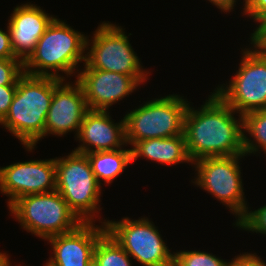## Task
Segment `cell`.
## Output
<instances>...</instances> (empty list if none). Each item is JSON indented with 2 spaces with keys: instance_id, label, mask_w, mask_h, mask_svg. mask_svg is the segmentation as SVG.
<instances>
[{
  "instance_id": "31",
  "label": "cell",
  "mask_w": 266,
  "mask_h": 266,
  "mask_svg": "<svg viewBox=\"0 0 266 266\" xmlns=\"http://www.w3.org/2000/svg\"><path fill=\"white\" fill-rule=\"evenodd\" d=\"M258 26H266V17L259 23Z\"/></svg>"
},
{
  "instance_id": "11",
  "label": "cell",
  "mask_w": 266,
  "mask_h": 266,
  "mask_svg": "<svg viewBox=\"0 0 266 266\" xmlns=\"http://www.w3.org/2000/svg\"><path fill=\"white\" fill-rule=\"evenodd\" d=\"M56 190L54 159L30 160L0 167V191L10 197L7 206L16 199Z\"/></svg>"
},
{
  "instance_id": "24",
  "label": "cell",
  "mask_w": 266,
  "mask_h": 266,
  "mask_svg": "<svg viewBox=\"0 0 266 266\" xmlns=\"http://www.w3.org/2000/svg\"><path fill=\"white\" fill-rule=\"evenodd\" d=\"M16 89L17 85L0 86V122L5 118L10 109Z\"/></svg>"
},
{
  "instance_id": "10",
  "label": "cell",
  "mask_w": 266,
  "mask_h": 266,
  "mask_svg": "<svg viewBox=\"0 0 266 266\" xmlns=\"http://www.w3.org/2000/svg\"><path fill=\"white\" fill-rule=\"evenodd\" d=\"M106 231L117 241L127 254L143 266H173L171 253L158 229L147 217L120 221L104 220Z\"/></svg>"
},
{
  "instance_id": "16",
  "label": "cell",
  "mask_w": 266,
  "mask_h": 266,
  "mask_svg": "<svg viewBox=\"0 0 266 266\" xmlns=\"http://www.w3.org/2000/svg\"><path fill=\"white\" fill-rule=\"evenodd\" d=\"M76 138L83 144L81 143L74 151L81 154L122 149V145L127 144L125 119L123 117V120L114 123L108 111L89 110L83 118Z\"/></svg>"
},
{
  "instance_id": "32",
  "label": "cell",
  "mask_w": 266,
  "mask_h": 266,
  "mask_svg": "<svg viewBox=\"0 0 266 266\" xmlns=\"http://www.w3.org/2000/svg\"><path fill=\"white\" fill-rule=\"evenodd\" d=\"M88 266H98L97 263L93 260Z\"/></svg>"
},
{
  "instance_id": "5",
  "label": "cell",
  "mask_w": 266,
  "mask_h": 266,
  "mask_svg": "<svg viewBox=\"0 0 266 266\" xmlns=\"http://www.w3.org/2000/svg\"><path fill=\"white\" fill-rule=\"evenodd\" d=\"M55 164L56 190L82 222L95 223V213L101 210V185L87 155L72 150L66 157H56Z\"/></svg>"
},
{
  "instance_id": "4",
  "label": "cell",
  "mask_w": 266,
  "mask_h": 266,
  "mask_svg": "<svg viewBox=\"0 0 266 266\" xmlns=\"http://www.w3.org/2000/svg\"><path fill=\"white\" fill-rule=\"evenodd\" d=\"M9 210L27 232L45 240L71 232L82 223L57 190L22 196Z\"/></svg>"
},
{
  "instance_id": "20",
  "label": "cell",
  "mask_w": 266,
  "mask_h": 266,
  "mask_svg": "<svg viewBox=\"0 0 266 266\" xmlns=\"http://www.w3.org/2000/svg\"><path fill=\"white\" fill-rule=\"evenodd\" d=\"M131 258L117 241L106 232L94 250V261L98 266H132Z\"/></svg>"
},
{
  "instance_id": "9",
  "label": "cell",
  "mask_w": 266,
  "mask_h": 266,
  "mask_svg": "<svg viewBox=\"0 0 266 266\" xmlns=\"http://www.w3.org/2000/svg\"><path fill=\"white\" fill-rule=\"evenodd\" d=\"M246 155L205 157L192 164L197 171L195 183L230 208L238 218L237 223L249 209L245 202L239 160Z\"/></svg>"
},
{
  "instance_id": "13",
  "label": "cell",
  "mask_w": 266,
  "mask_h": 266,
  "mask_svg": "<svg viewBox=\"0 0 266 266\" xmlns=\"http://www.w3.org/2000/svg\"><path fill=\"white\" fill-rule=\"evenodd\" d=\"M106 225L82 222L71 232L47 239L53 256L44 266H88L94 260L97 241L106 233Z\"/></svg>"
},
{
  "instance_id": "17",
  "label": "cell",
  "mask_w": 266,
  "mask_h": 266,
  "mask_svg": "<svg viewBox=\"0 0 266 266\" xmlns=\"http://www.w3.org/2000/svg\"><path fill=\"white\" fill-rule=\"evenodd\" d=\"M132 147V162L138 157H143L170 166L185 162L193 163L188 155L184 134L175 137L144 139L136 142Z\"/></svg>"
},
{
  "instance_id": "28",
  "label": "cell",
  "mask_w": 266,
  "mask_h": 266,
  "mask_svg": "<svg viewBox=\"0 0 266 266\" xmlns=\"http://www.w3.org/2000/svg\"><path fill=\"white\" fill-rule=\"evenodd\" d=\"M250 40L251 45L256 46L266 56V26H258Z\"/></svg>"
},
{
  "instance_id": "29",
  "label": "cell",
  "mask_w": 266,
  "mask_h": 266,
  "mask_svg": "<svg viewBox=\"0 0 266 266\" xmlns=\"http://www.w3.org/2000/svg\"><path fill=\"white\" fill-rule=\"evenodd\" d=\"M208 1H210V3H213V5H216V7L221 9V11L227 13L230 12L232 9H234L233 7L235 6L237 0H208ZM244 1H245L244 3L245 6L243 10L245 14L249 0H244Z\"/></svg>"
},
{
  "instance_id": "23",
  "label": "cell",
  "mask_w": 266,
  "mask_h": 266,
  "mask_svg": "<svg viewBox=\"0 0 266 266\" xmlns=\"http://www.w3.org/2000/svg\"><path fill=\"white\" fill-rule=\"evenodd\" d=\"M23 74L24 64L20 59H0V86L17 85Z\"/></svg>"
},
{
  "instance_id": "25",
  "label": "cell",
  "mask_w": 266,
  "mask_h": 266,
  "mask_svg": "<svg viewBox=\"0 0 266 266\" xmlns=\"http://www.w3.org/2000/svg\"><path fill=\"white\" fill-rule=\"evenodd\" d=\"M245 15L260 23L266 17V0H249Z\"/></svg>"
},
{
  "instance_id": "26",
  "label": "cell",
  "mask_w": 266,
  "mask_h": 266,
  "mask_svg": "<svg viewBox=\"0 0 266 266\" xmlns=\"http://www.w3.org/2000/svg\"><path fill=\"white\" fill-rule=\"evenodd\" d=\"M16 58L11 45L10 32L7 27V32L0 29V59Z\"/></svg>"
},
{
  "instance_id": "21",
  "label": "cell",
  "mask_w": 266,
  "mask_h": 266,
  "mask_svg": "<svg viewBox=\"0 0 266 266\" xmlns=\"http://www.w3.org/2000/svg\"><path fill=\"white\" fill-rule=\"evenodd\" d=\"M234 260L227 262L201 251H179L174 253L173 266H232Z\"/></svg>"
},
{
  "instance_id": "2",
  "label": "cell",
  "mask_w": 266,
  "mask_h": 266,
  "mask_svg": "<svg viewBox=\"0 0 266 266\" xmlns=\"http://www.w3.org/2000/svg\"><path fill=\"white\" fill-rule=\"evenodd\" d=\"M53 92L54 77L24 73L18 79L10 109L0 124L18 138L28 151H32L44 137Z\"/></svg>"
},
{
  "instance_id": "22",
  "label": "cell",
  "mask_w": 266,
  "mask_h": 266,
  "mask_svg": "<svg viewBox=\"0 0 266 266\" xmlns=\"http://www.w3.org/2000/svg\"><path fill=\"white\" fill-rule=\"evenodd\" d=\"M236 227L253 233H261L266 235V205L255 211L247 210L244 216L235 223Z\"/></svg>"
},
{
  "instance_id": "15",
  "label": "cell",
  "mask_w": 266,
  "mask_h": 266,
  "mask_svg": "<svg viewBox=\"0 0 266 266\" xmlns=\"http://www.w3.org/2000/svg\"><path fill=\"white\" fill-rule=\"evenodd\" d=\"M55 17L40 6L26 3L14 8L8 20L12 49L23 63L34 52L40 37Z\"/></svg>"
},
{
  "instance_id": "12",
  "label": "cell",
  "mask_w": 266,
  "mask_h": 266,
  "mask_svg": "<svg viewBox=\"0 0 266 266\" xmlns=\"http://www.w3.org/2000/svg\"><path fill=\"white\" fill-rule=\"evenodd\" d=\"M63 81L54 78L53 98L46 116L44 137L48 134L63 136L70 131H75L77 136L83 118L89 111L80 83L76 80L72 85Z\"/></svg>"
},
{
  "instance_id": "6",
  "label": "cell",
  "mask_w": 266,
  "mask_h": 266,
  "mask_svg": "<svg viewBox=\"0 0 266 266\" xmlns=\"http://www.w3.org/2000/svg\"><path fill=\"white\" fill-rule=\"evenodd\" d=\"M179 95L152 99L124 116L127 144L144 139L184 134V118L189 103Z\"/></svg>"
},
{
  "instance_id": "7",
  "label": "cell",
  "mask_w": 266,
  "mask_h": 266,
  "mask_svg": "<svg viewBox=\"0 0 266 266\" xmlns=\"http://www.w3.org/2000/svg\"><path fill=\"white\" fill-rule=\"evenodd\" d=\"M93 39L87 37L85 64L83 69H99L133 76L139 83L147 79L148 71L142 69L128 36L121 26L103 22L96 29ZM92 44H89L90 42ZM89 45V46H88Z\"/></svg>"
},
{
  "instance_id": "8",
  "label": "cell",
  "mask_w": 266,
  "mask_h": 266,
  "mask_svg": "<svg viewBox=\"0 0 266 266\" xmlns=\"http://www.w3.org/2000/svg\"><path fill=\"white\" fill-rule=\"evenodd\" d=\"M253 48L242 50L239 69L229 84L214 90L242 116L266 109V56L256 46Z\"/></svg>"
},
{
  "instance_id": "3",
  "label": "cell",
  "mask_w": 266,
  "mask_h": 266,
  "mask_svg": "<svg viewBox=\"0 0 266 266\" xmlns=\"http://www.w3.org/2000/svg\"><path fill=\"white\" fill-rule=\"evenodd\" d=\"M86 44L84 34L55 17L38 40L34 52L23 63L24 73L65 81L58 72L71 76L78 63L85 62Z\"/></svg>"
},
{
  "instance_id": "19",
  "label": "cell",
  "mask_w": 266,
  "mask_h": 266,
  "mask_svg": "<svg viewBox=\"0 0 266 266\" xmlns=\"http://www.w3.org/2000/svg\"><path fill=\"white\" fill-rule=\"evenodd\" d=\"M243 150L247 156L261 151L266 154V109L250 112L242 116ZM245 129V130H244ZM253 140L245 135L246 132Z\"/></svg>"
},
{
  "instance_id": "30",
  "label": "cell",
  "mask_w": 266,
  "mask_h": 266,
  "mask_svg": "<svg viewBox=\"0 0 266 266\" xmlns=\"http://www.w3.org/2000/svg\"><path fill=\"white\" fill-rule=\"evenodd\" d=\"M9 262L8 254L0 252V266H7Z\"/></svg>"
},
{
  "instance_id": "14",
  "label": "cell",
  "mask_w": 266,
  "mask_h": 266,
  "mask_svg": "<svg viewBox=\"0 0 266 266\" xmlns=\"http://www.w3.org/2000/svg\"><path fill=\"white\" fill-rule=\"evenodd\" d=\"M89 110L107 111L140 86L133 77L99 69H84L77 74Z\"/></svg>"
},
{
  "instance_id": "18",
  "label": "cell",
  "mask_w": 266,
  "mask_h": 266,
  "mask_svg": "<svg viewBox=\"0 0 266 266\" xmlns=\"http://www.w3.org/2000/svg\"><path fill=\"white\" fill-rule=\"evenodd\" d=\"M92 171L101 185L104 183H112L119 176L127 165L132 162L131 149H116L108 151H97L86 154Z\"/></svg>"
},
{
  "instance_id": "1",
  "label": "cell",
  "mask_w": 266,
  "mask_h": 266,
  "mask_svg": "<svg viewBox=\"0 0 266 266\" xmlns=\"http://www.w3.org/2000/svg\"><path fill=\"white\" fill-rule=\"evenodd\" d=\"M215 92L195 110L188 105L184 118V135L192 162L205 157L245 155L243 150L242 115Z\"/></svg>"
},
{
  "instance_id": "27",
  "label": "cell",
  "mask_w": 266,
  "mask_h": 266,
  "mask_svg": "<svg viewBox=\"0 0 266 266\" xmlns=\"http://www.w3.org/2000/svg\"><path fill=\"white\" fill-rule=\"evenodd\" d=\"M232 266H266L262 258L258 257L255 253H244L233 258Z\"/></svg>"
}]
</instances>
